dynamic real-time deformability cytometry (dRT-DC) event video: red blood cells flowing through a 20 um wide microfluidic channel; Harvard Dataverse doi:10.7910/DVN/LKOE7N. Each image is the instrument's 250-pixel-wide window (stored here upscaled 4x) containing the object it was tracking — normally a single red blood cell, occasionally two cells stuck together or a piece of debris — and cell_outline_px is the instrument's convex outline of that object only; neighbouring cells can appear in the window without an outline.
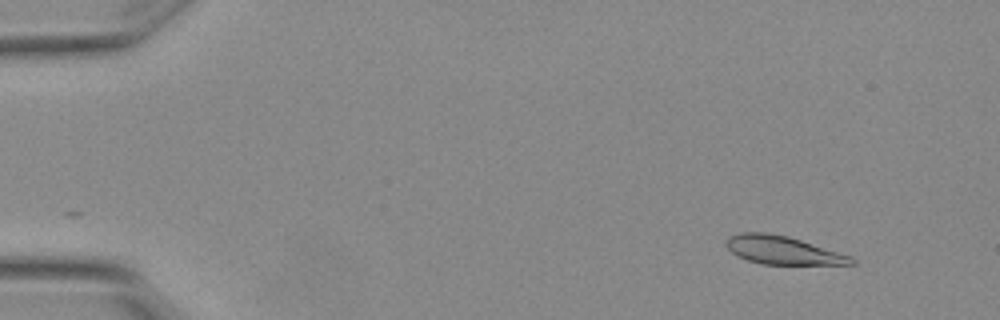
{"species": "Egyptian fruit bat (a non-hibernating species)", "species_latin": "Rousettus aegyptiacus", "temperature_condition": "warm", "stored_images_in_passage": 2, "camera_frame_rate_fps": 3000, "um_per_image_px": 0.085, "animal": {"sex": "female"}, "frame": {"image": 1, "passage_image": 2, "time_ms": 0.333, "image_size_px": [1000, 320], "cell_outline_px": [[856, 264], [760, 264], [736, 256], [724, 244], [728, 236], [740, 232], [764, 232], [788, 236], [852, 256], [856, 260]], "centroid_in_image_um": [66.5, 21.26], "position_along_channel_um": 18.5, "area_um2": 20.63}}